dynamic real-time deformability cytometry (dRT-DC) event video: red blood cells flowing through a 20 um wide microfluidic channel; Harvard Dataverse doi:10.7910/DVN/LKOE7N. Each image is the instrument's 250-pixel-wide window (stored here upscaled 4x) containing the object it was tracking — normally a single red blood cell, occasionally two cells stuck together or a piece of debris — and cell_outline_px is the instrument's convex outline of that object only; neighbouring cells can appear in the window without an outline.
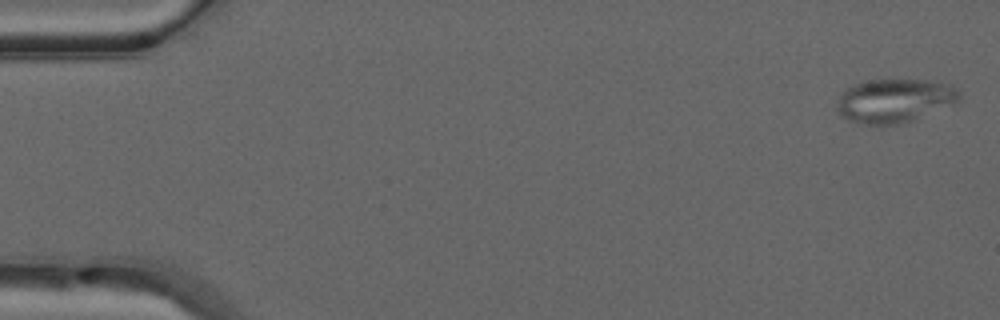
{"species": "common noctule bat (a hibernating species)", "species_latin": "Nyctalus noctula", "temperature_condition": "warm", "stored_images_in_passage": 6, "camera_frame_rate_fps": 3000, "um_per_image_px": 0.085, "animal": {"sex": "male", "forearm_length_mm": 52.5}, "frame": {"image": 1, "passage_image": 1, "time_ms": 0.0, "image_size_px": [1000, 320], "cell_outline_px": [[960, 100], [956, 104], [904, 124], [860, 124], [848, 120], [840, 116], [836, 108], [840, 92], [856, 84], [868, 80], [928, 80], [952, 84], [960, 92]], "centroid_in_image_um": [76.07, 8.57], "position_along_channel_um": 8.9, "area_um2": 31.67}}